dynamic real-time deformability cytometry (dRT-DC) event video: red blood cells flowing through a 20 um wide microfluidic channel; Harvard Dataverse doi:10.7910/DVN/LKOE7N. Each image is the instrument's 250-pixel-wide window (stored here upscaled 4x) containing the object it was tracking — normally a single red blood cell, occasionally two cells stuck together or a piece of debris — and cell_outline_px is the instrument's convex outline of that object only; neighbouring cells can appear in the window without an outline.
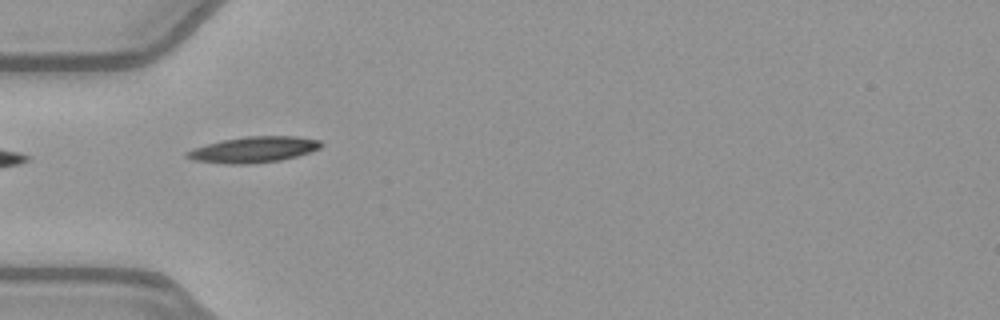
{"species": "common noctule bat (a hibernating species)", "species_latin": "Nyctalus noctula", "temperature_condition": "warm", "stored_images_in_passage": 5, "camera_frame_rate_fps": 3000, "um_per_image_px": 0.085, "animal": {"sex": "female", "body_mass_g": 21.9}, "frame": {"image": 1, "passage_image": 1, "time_ms": 0.0, "image_size_px": [1000, 320], "cell_outline_px": [[324, 144], [320, 148], [296, 156], [280, 160], [252, 164], [224, 164], [192, 160], [184, 156], [184, 152], [192, 148], [224, 140], [248, 136], [296, 136], [320, 140]], "centroid_in_image_um": [21.53, 12.72], "position_along_channel_um": 63.5, "area_um2": 20.29}}